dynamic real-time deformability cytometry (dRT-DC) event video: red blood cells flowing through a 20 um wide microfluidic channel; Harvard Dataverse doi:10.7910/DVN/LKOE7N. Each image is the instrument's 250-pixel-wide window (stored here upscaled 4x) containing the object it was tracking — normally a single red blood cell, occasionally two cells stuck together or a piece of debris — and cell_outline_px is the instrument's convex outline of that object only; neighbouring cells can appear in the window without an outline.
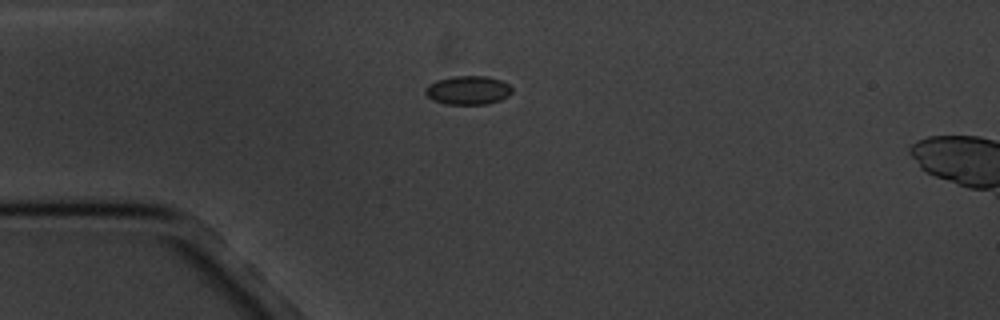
{"species": "common noctule bat (a hibernating species)", "species_latin": "Nyctalus noctula", "temperature_condition": "cold", "stored_images_in_passage": 2, "camera_frame_rate_fps": 3000, "um_per_image_px": 0.085, "animal": {"sex": "male", "body_mass_g": 20.1, "forearm_length_mm": 53.5}, "frame": {"image": 1, "passage_image": 1, "time_ms": 0.0, "image_size_px": [1000, 320], "cell_outline_px": [[512, 92], [508, 96], [500, 100], [488, 104], [444, 104], [432, 100], [424, 92], [424, 88], [428, 84], [436, 80], [452, 76], [488, 76], [500, 80], [508, 84], [512, 88]], "centroid_in_image_um": [39.76, 7.67], "position_along_channel_um": 45.2, "area_um2": 14.68}}